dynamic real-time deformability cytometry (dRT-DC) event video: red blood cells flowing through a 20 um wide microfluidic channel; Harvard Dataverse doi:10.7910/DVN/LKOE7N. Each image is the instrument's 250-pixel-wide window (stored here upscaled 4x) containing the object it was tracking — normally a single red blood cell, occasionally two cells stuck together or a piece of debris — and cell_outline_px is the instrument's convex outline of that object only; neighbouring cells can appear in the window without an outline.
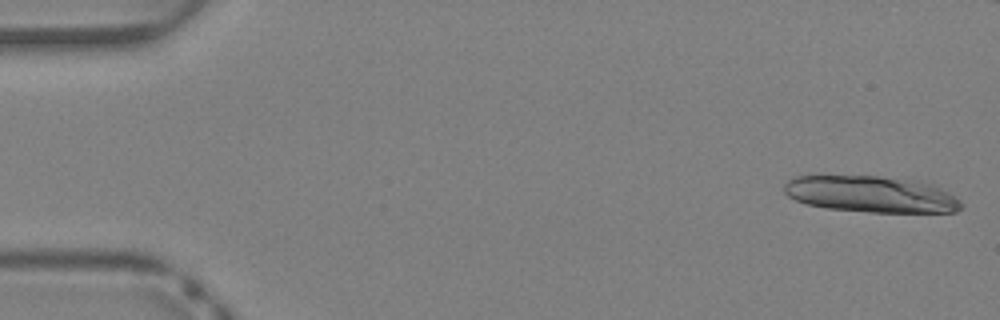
{"species": "Egyptian fruit bat (a non-hibernating species)", "species_latin": "Rousettus aegyptiacus", "temperature_condition": "warm", "stored_images_in_passage": 19, "camera_frame_rate_fps": 3000, "um_per_image_px": 0.085, "animal": {"sex": "female"}, "frame": {"image": 1, "passage_image": 1, "time_ms": 0.0, "image_size_px": [1000, 320], "cell_outline_px": [[964, 204], [956, 212], [872, 212], [828, 208], [808, 204], [796, 200], [788, 196], [784, 192], [784, 184], [792, 176], [880, 176], [924, 184], [948, 192], [960, 200]], "centroid_in_image_um": [73.97, 16.52], "position_along_channel_um": 11.0, "area_um2": 36.82}}